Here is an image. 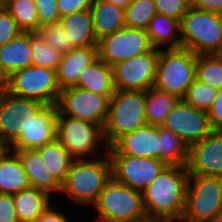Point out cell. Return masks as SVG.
Segmentation results:
<instances>
[{"instance_id":"cell-1","label":"cell","mask_w":222,"mask_h":222,"mask_svg":"<svg viewBox=\"0 0 222 222\" xmlns=\"http://www.w3.org/2000/svg\"><path fill=\"white\" fill-rule=\"evenodd\" d=\"M188 177L186 166L167 165L142 191L148 219L180 222L185 208Z\"/></svg>"},{"instance_id":"cell-2","label":"cell","mask_w":222,"mask_h":222,"mask_svg":"<svg viewBox=\"0 0 222 222\" xmlns=\"http://www.w3.org/2000/svg\"><path fill=\"white\" fill-rule=\"evenodd\" d=\"M112 179V165L106 159L73 160L61 192L70 196L78 205H94L100 192Z\"/></svg>"},{"instance_id":"cell-3","label":"cell","mask_w":222,"mask_h":222,"mask_svg":"<svg viewBox=\"0 0 222 222\" xmlns=\"http://www.w3.org/2000/svg\"><path fill=\"white\" fill-rule=\"evenodd\" d=\"M196 60L188 49L160 50L153 87L183 100L196 79Z\"/></svg>"},{"instance_id":"cell-4","label":"cell","mask_w":222,"mask_h":222,"mask_svg":"<svg viewBox=\"0 0 222 222\" xmlns=\"http://www.w3.org/2000/svg\"><path fill=\"white\" fill-rule=\"evenodd\" d=\"M146 124L145 91L115 90L110 98L108 116L103 127L106 148L119 137Z\"/></svg>"},{"instance_id":"cell-5","label":"cell","mask_w":222,"mask_h":222,"mask_svg":"<svg viewBox=\"0 0 222 222\" xmlns=\"http://www.w3.org/2000/svg\"><path fill=\"white\" fill-rule=\"evenodd\" d=\"M221 218L222 178L189 175L185 208L180 222H218Z\"/></svg>"},{"instance_id":"cell-6","label":"cell","mask_w":222,"mask_h":222,"mask_svg":"<svg viewBox=\"0 0 222 222\" xmlns=\"http://www.w3.org/2000/svg\"><path fill=\"white\" fill-rule=\"evenodd\" d=\"M181 48L216 54L222 43V15L190 7L180 21Z\"/></svg>"},{"instance_id":"cell-7","label":"cell","mask_w":222,"mask_h":222,"mask_svg":"<svg viewBox=\"0 0 222 222\" xmlns=\"http://www.w3.org/2000/svg\"><path fill=\"white\" fill-rule=\"evenodd\" d=\"M2 86L9 94L45 105H56L61 92L56 70L34 65L15 71Z\"/></svg>"},{"instance_id":"cell-8","label":"cell","mask_w":222,"mask_h":222,"mask_svg":"<svg viewBox=\"0 0 222 222\" xmlns=\"http://www.w3.org/2000/svg\"><path fill=\"white\" fill-rule=\"evenodd\" d=\"M93 207L99 215L116 222H143L148 219L142 192L124 186L113 178L100 192Z\"/></svg>"},{"instance_id":"cell-9","label":"cell","mask_w":222,"mask_h":222,"mask_svg":"<svg viewBox=\"0 0 222 222\" xmlns=\"http://www.w3.org/2000/svg\"><path fill=\"white\" fill-rule=\"evenodd\" d=\"M110 98L78 87L61 90L57 101V115H66L99 125L106 123Z\"/></svg>"},{"instance_id":"cell-10","label":"cell","mask_w":222,"mask_h":222,"mask_svg":"<svg viewBox=\"0 0 222 222\" xmlns=\"http://www.w3.org/2000/svg\"><path fill=\"white\" fill-rule=\"evenodd\" d=\"M56 139L74 160L84 159L83 156L94 153L93 150L101 141L105 144L103 129L99 125L66 115H57Z\"/></svg>"},{"instance_id":"cell-11","label":"cell","mask_w":222,"mask_h":222,"mask_svg":"<svg viewBox=\"0 0 222 222\" xmlns=\"http://www.w3.org/2000/svg\"><path fill=\"white\" fill-rule=\"evenodd\" d=\"M46 105L0 91V140L8 147Z\"/></svg>"},{"instance_id":"cell-12","label":"cell","mask_w":222,"mask_h":222,"mask_svg":"<svg viewBox=\"0 0 222 222\" xmlns=\"http://www.w3.org/2000/svg\"><path fill=\"white\" fill-rule=\"evenodd\" d=\"M159 52L160 49L153 48L112 66L115 90L147 91L152 88Z\"/></svg>"},{"instance_id":"cell-13","label":"cell","mask_w":222,"mask_h":222,"mask_svg":"<svg viewBox=\"0 0 222 222\" xmlns=\"http://www.w3.org/2000/svg\"><path fill=\"white\" fill-rule=\"evenodd\" d=\"M98 58L110 66L151 51L146 30L124 27L98 40Z\"/></svg>"},{"instance_id":"cell-14","label":"cell","mask_w":222,"mask_h":222,"mask_svg":"<svg viewBox=\"0 0 222 222\" xmlns=\"http://www.w3.org/2000/svg\"><path fill=\"white\" fill-rule=\"evenodd\" d=\"M112 165V178L133 190L144 189L165 169L162 160L127 155H109Z\"/></svg>"},{"instance_id":"cell-15","label":"cell","mask_w":222,"mask_h":222,"mask_svg":"<svg viewBox=\"0 0 222 222\" xmlns=\"http://www.w3.org/2000/svg\"><path fill=\"white\" fill-rule=\"evenodd\" d=\"M162 127L175 133L188 147L213 131L208 113L186 104L183 100L172 108Z\"/></svg>"},{"instance_id":"cell-16","label":"cell","mask_w":222,"mask_h":222,"mask_svg":"<svg viewBox=\"0 0 222 222\" xmlns=\"http://www.w3.org/2000/svg\"><path fill=\"white\" fill-rule=\"evenodd\" d=\"M186 167L189 175L222 178V131H212L190 146Z\"/></svg>"},{"instance_id":"cell-17","label":"cell","mask_w":222,"mask_h":222,"mask_svg":"<svg viewBox=\"0 0 222 222\" xmlns=\"http://www.w3.org/2000/svg\"><path fill=\"white\" fill-rule=\"evenodd\" d=\"M106 155H127L160 160L159 126L146 124L119 137Z\"/></svg>"},{"instance_id":"cell-18","label":"cell","mask_w":222,"mask_h":222,"mask_svg":"<svg viewBox=\"0 0 222 222\" xmlns=\"http://www.w3.org/2000/svg\"><path fill=\"white\" fill-rule=\"evenodd\" d=\"M57 106L46 105L7 149H38L56 139Z\"/></svg>"},{"instance_id":"cell-19","label":"cell","mask_w":222,"mask_h":222,"mask_svg":"<svg viewBox=\"0 0 222 222\" xmlns=\"http://www.w3.org/2000/svg\"><path fill=\"white\" fill-rule=\"evenodd\" d=\"M31 65V33L22 32L15 39L0 46V83L15 71Z\"/></svg>"},{"instance_id":"cell-20","label":"cell","mask_w":222,"mask_h":222,"mask_svg":"<svg viewBox=\"0 0 222 222\" xmlns=\"http://www.w3.org/2000/svg\"><path fill=\"white\" fill-rule=\"evenodd\" d=\"M98 59V47L74 48L62 54L56 69L57 82L61 90L75 87L80 72Z\"/></svg>"},{"instance_id":"cell-21","label":"cell","mask_w":222,"mask_h":222,"mask_svg":"<svg viewBox=\"0 0 222 222\" xmlns=\"http://www.w3.org/2000/svg\"><path fill=\"white\" fill-rule=\"evenodd\" d=\"M19 157L26 172L30 187L47 192H61V186L54 180L45 167L40 153L36 149H9Z\"/></svg>"},{"instance_id":"cell-22","label":"cell","mask_w":222,"mask_h":222,"mask_svg":"<svg viewBox=\"0 0 222 222\" xmlns=\"http://www.w3.org/2000/svg\"><path fill=\"white\" fill-rule=\"evenodd\" d=\"M97 40L126 27L125 9L103 0H93L90 8Z\"/></svg>"},{"instance_id":"cell-23","label":"cell","mask_w":222,"mask_h":222,"mask_svg":"<svg viewBox=\"0 0 222 222\" xmlns=\"http://www.w3.org/2000/svg\"><path fill=\"white\" fill-rule=\"evenodd\" d=\"M75 87L111 98L115 92L112 66L98 58L80 72Z\"/></svg>"},{"instance_id":"cell-24","label":"cell","mask_w":222,"mask_h":222,"mask_svg":"<svg viewBox=\"0 0 222 222\" xmlns=\"http://www.w3.org/2000/svg\"><path fill=\"white\" fill-rule=\"evenodd\" d=\"M74 48L97 47L90 10L75 12L59 20Z\"/></svg>"},{"instance_id":"cell-25","label":"cell","mask_w":222,"mask_h":222,"mask_svg":"<svg viewBox=\"0 0 222 222\" xmlns=\"http://www.w3.org/2000/svg\"><path fill=\"white\" fill-rule=\"evenodd\" d=\"M11 152L6 149L0 155V193L13 195L30 185L19 157Z\"/></svg>"},{"instance_id":"cell-26","label":"cell","mask_w":222,"mask_h":222,"mask_svg":"<svg viewBox=\"0 0 222 222\" xmlns=\"http://www.w3.org/2000/svg\"><path fill=\"white\" fill-rule=\"evenodd\" d=\"M13 199L19 222H36L50 206V195L34 187L13 194Z\"/></svg>"},{"instance_id":"cell-27","label":"cell","mask_w":222,"mask_h":222,"mask_svg":"<svg viewBox=\"0 0 222 222\" xmlns=\"http://www.w3.org/2000/svg\"><path fill=\"white\" fill-rule=\"evenodd\" d=\"M151 46L158 49L160 45H166V49L181 48V37L175 36L181 32L180 21L172 17L155 14L146 29Z\"/></svg>"},{"instance_id":"cell-28","label":"cell","mask_w":222,"mask_h":222,"mask_svg":"<svg viewBox=\"0 0 222 222\" xmlns=\"http://www.w3.org/2000/svg\"><path fill=\"white\" fill-rule=\"evenodd\" d=\"M36 150L40 153L48 172L62 186L74 159L57 139Z\"/></svg>"},{"instance_id":"cell-29","label":"cell","mask_w":222,"mask_h":222,"mask_svg":"<svg viewBox=\"0 0 222 222\" xmlns=\"http://www.w3.org/2000/svg\"><path fill=\"white\" fill-rule=\"evenodd\" d=\"M180 101L177 97L154 87L145 91L146 123L153 126H162L172 108Z\"/></svg>"},{"instance_id":"cell-30","label":"cell","mask_w":222,"mask_h":222,"mask_svg":"<svg viewBox=\"0 0 222 222\" xmlns=\"http://www.w3.org/2000/svg\"><path fill=\"white\" fill-rule=\"evenodd\" d=\"M160 160L167 165L186 166L189 157V147L172 131L159 126Z\"/></svg>"},{"instance_id":"cell-31","label":"cell","mask_w":222,"mask_h":222,"mask_svg":"<svg viewBox=\"0 0 222 222\" xmlns=\"http://www.w3.org/2000/svg\"><path fill=\"white\" fill-rule=\"evenodd\" d=\"M5 9L15 19L22 32H37L39 19L34 0H16L6 6Z\"/></svg>"},{"instance_id":"cell-32","label":"cell","mask_w":222,"mask_h":222,"mask_svg":"<svg viewBox=\"0 0 222 222\" xmlns=\"http://www.w3.org/2000/svg\"><path fill=\"white\" fill-rule=\"evenodd\" d=\"M157 13L154 0H132L125 9L126 27L146 30L150 20Z\"/></svg>"},{"instance_id":"cell-33","label":"cell","mask_w":222,"mask_h":222,"mask_svg":"<svg viewBox=\"0 0 222 222\" xmlns=\"http://www.w3.org/2000/svg\"><path fill=\"white\" fill-rule=\"evenodd\" d=\"M196 79L220 89L222 87V58L216 54L197 55Z\"/></svg>"},{"instance_id":"cell-34","label":"cell","mask_w":222,"mask_h":222,"mask_svg":"<svg viewBox=\"0 0 222 222\" xmlns=\"http://www.w3.org/2000/svg\"><path fill=\"white\" fill-rule=\"evenodd\" d=\"M31 51L34 66H42L56 70L61 62L62 54L49 46L36 33H31Z\"/></svg>"},{"instance_id":"cell-35","label":"cell","mask_w":222,"mask_h":222,"mask_svg":"<svg viewBox=\"0 0 222 222\" xmlns=\"http://www.w3.org/2000/svg\"><path fill=\"white\" fill-rule=\"evenodd\" d=\"M218 89L195 79L188 88L183 101L204 112H208L216 98Z\"/></svg>"},{"instance_id":"cell-36","label":"cell","mask_w":222,"mask_h":222,"mask_svg":"<svg viewBox=\"0 0 222 222\" xmlns=\"http://www.w3.org/2000/svg\"><path fill=\"white\" fill-rule=\"evenodd\" d=\"M36 34L61 54L68 53L70 50L74 49L67 36L66 30L59 23L41 25Z\"/></svg>"},{"instance_id":"cell-37","label":"cell","mask_w":222,"mask_h":222,"mask_svg":"<svg viewBox=\"0 0 222 222\" xmlns=\"http://www.w3.org/2000/svg\"><path fill=\"white\" fill-rule=\"evenodd\" d=\"M158 14L166 15L181 21L190 9L189 0H154Z\"/></svg>"},{"instance_id":"cell-38","label":"cell","mask_w":222,"mask_h":222,"mask_svg":"<svg viewBox=\"0 0 222 222\" xmlns=\"http://www.w3.org/2000/svg\"><path fill=\"white\" fill-rule=\"evenodd\" d=\"M37 8L39 26L59 23L57 0H34Z\"/></svg>"},{"instance_id":"cell-39","label":"cell","mask_w":222,"mask_h":222,"mask_svg":"<svg viewBox=\"0 0 222 222\" xmlns=\"http://www.w3.org/2000/svg\"><path fill=\"white\" fill-rule=\"evenodd\" d=\"M22 31L5 8H0V46L18 37Z\"/></svg>"},{"instance_id":"cell-40","label":"cell","mask_w":222,"mask_h":222,"mask_svg":"<svg viewBox=\"0 0 222 222\" xmlns=\"http://www.w3.org/2000/svg\"><path fill=\"white\" fill-rule=\"evenodd\" d=\"M92 4L93 0H57L60 18L75 12L90 10Z\"/></svg>"},{"instance_id":"cell-41","label":"cell","mask_w":222,"mask_h":222,"mask_svg":"<svg viewBox=\"0 0 222 222\" xmlns=\"http://www.w3.org/2000/svg\"><path fill=\"white\" fill-rule=\"evenodd\" d=\"M0 222H19L11 194L0 193Z\"/></svg>"},{"instance_id":"cell-42","label":"cell","mask_w":222,"mask_h":222,"mask_svg":"<svg viewBox=\"0 0 222 222\" xmlns=\"http://www.w3.org/2000/svg\"><path fill=\"white\" fill-rule=\"evenodd\" d=\"M207 113L213 131H222V87L218 89L216 98Z\"/></svg>"},{"instance_id":"cell-43","label":"cell","mask_w":222,"mask_h":222,"mask_svg":"<svg viewBox=\"0 0 222 222\" xmlns=\"http://www.w3.org/2000/svg\"><path fill=\"white\" fill-rule=\"evenodd\" d=\"M190 7L222 15V0H189Z\"/></svg>"},{"instance_id":"cell-44","label":"cell","mask_w":222,"mask_h":222,"mask_svg":"<svg viewBox=\"0 0 222 222\" xmlns=\"http://www.w3.org/2000/svg\"><path fill=\"white\" fill-rule=\"evenodd\" d=\"M36 222H68V220L65 215L51 209V206H49L36 220Z\"/></svg>"},{"instance_id":"cell-45","label":"cell","mask_w":222,"mask_h":222,"mask_svg":"<svg viewBox=\"0 0 222 222\" xmlns=\"http://www.w3.org/2000/svg\"><path fill=\"white\" fill-rule=\"evenodd\" d=\"M115 4L118 7L126 9L132 0H103Z\"/></svg>"},{"instance_id":"cell-46","label":"cell","mask_w":222,"mask_h":222,"mask_svg":"<svg viewBox=\"0 0 222 222\" xmlns=\"http://www.w3.org/2000/svg\"><path fill=\"white\" fill-rule=\"evenodd\" d=\"M99 218H97V220L95 222H116L115 220L111 219V218H107L101 215H98Z\"/></svg>"},{"instance_id":"cell-47","label":"cell","mask_w":222,"mask_h":222,"mask_svg":"<svg viewBox=\"0 0 222 222\" xmlns=\"http://www.w3.org/2000/svg\"><path fill=\"white\" fill-rule=\"evenodd\" d=\"M13 1H16V0H0V8H5Z\"/></svg>"},{"instance_id":"cell-48","label":"cell","mask_w":222,"mask_h":222,"mask_svg":"<svg viewBox=\"0 0 222 222\" xmlns=\"http://www.w3.org/2000/svg\"><path fill=\"white\" fill-rule=\"evenodd\" d=\"M7 149V146L0 140V155Z\"/></svg>"},{"instance_id":"cell-49","label":"cell","mask_w":222,"mask_h":222,"mask_svg":"<svg viewBox=\"0 0 222 222\" xmlns=\"http://www.w3.org/2000/svg\"><path fill=\"white\" fill-rule=\"evenodd\" d=\"M216 55L219 56L220 58H222V43H221L219 50L216 52Z\"/></svg>"},{"instance_id":"cell-50","label":"cell","mask_w":222,"mask_h":222,"mask_svg":"<svg viewBox=\"0 0 222 222\" xmlns=\"http://www.w3.org/2000/svg\"><path fill=\"white\" fill-rule=\"evenodd\" d=\"M143 222H158V220L147 219L146 221H143Z\"/></svg>"},{"instance_id":"cell-51","label":"cell","mask_w":222,"mask_h":222,"mask_svg":"<svg viewBox=\"0 0 222 222\" xmlns=\"http://www.w3.org/2000/svg\"><path fill=\"white\" fill-rule=\"evenodd\" d=\"M2 88H3L2 83H0V91H1Z\"/></svg>"}]
</instances>
